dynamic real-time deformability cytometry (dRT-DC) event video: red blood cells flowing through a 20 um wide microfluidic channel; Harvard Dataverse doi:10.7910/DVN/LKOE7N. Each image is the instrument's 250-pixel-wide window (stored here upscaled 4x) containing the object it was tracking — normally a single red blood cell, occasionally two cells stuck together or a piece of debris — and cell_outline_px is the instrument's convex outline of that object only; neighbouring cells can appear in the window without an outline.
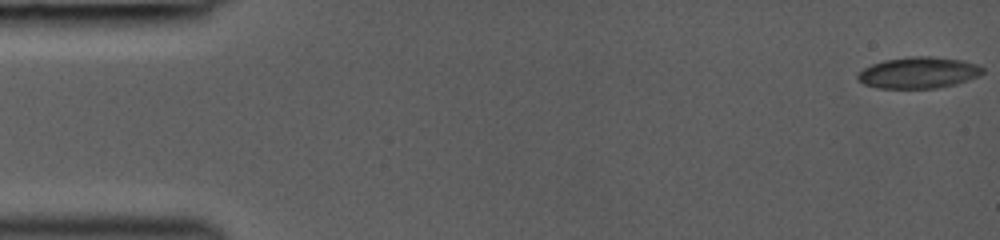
{"species": "common noctule bat (a hibernating species)", "species_latin": "Nyctalus noctula", "temperature_condition": "room temperature", "stored_images_in_passage": 2, "camera_frame_rate_fps": 3000, "um_per_image_px": 0.085, "animal": {"sex": "female", "body_mass_g": 19.0, "forearm_length_mm": 53.3}, "frame": {"image": 1, "passage_image": 1, "time_ms": 0.0, "image_size_px": [1000, 240], "cell_outline_px": [[984, 72], [980, 76], [956, 84], [936, 88], [876, 88], [864, 84], [856, 80], [856, 76], [864, 68], [872, 64], [884, 60], [912, 56], [932, 56], [960, 60], [976, 64], [984, 68]], "centroid_in_image_um": [78.07, 6.18], "position_along_channel_um": 6.9, "area_um2": 22.89}}